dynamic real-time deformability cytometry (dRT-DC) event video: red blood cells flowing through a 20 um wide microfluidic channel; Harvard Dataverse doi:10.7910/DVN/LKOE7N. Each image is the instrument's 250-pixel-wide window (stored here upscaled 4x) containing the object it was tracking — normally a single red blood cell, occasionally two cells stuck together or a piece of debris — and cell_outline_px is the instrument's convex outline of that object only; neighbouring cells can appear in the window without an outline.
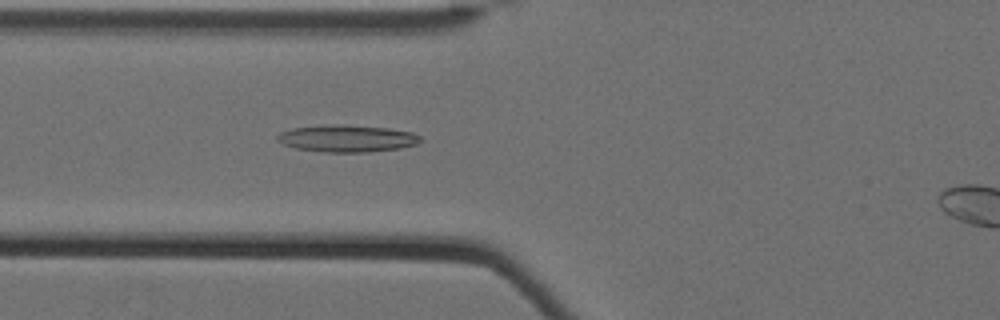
{"species": "Egyptian fruit bat (a non-hibernating species)", "species_latin": "Rousettus aegyptiacus", "temperature_condition": "cold", "stored_images_in_passage": 38, "camera_frame_rate_fps": 3000, "um_per_image_px": 0.085, "animal": {"sex": "female"}, "frame": {"image": 1, "passage_image": 6, "time_ms": 1.667, "image_size_px": [1000, 320], "cell_outline_px": [[424, 140], [416, 144], [400, 148], [368, 152], [324, 152], [296, 148], [284, 144], [276, 140], [276, 136], [280, 132], [292, 128], [388, 128], [412, 132], [420, 136]], "centroid_in_image_um": [29.56, 11.84], "position_along_channel_um": 96.2, "area_um2": 21.1}}
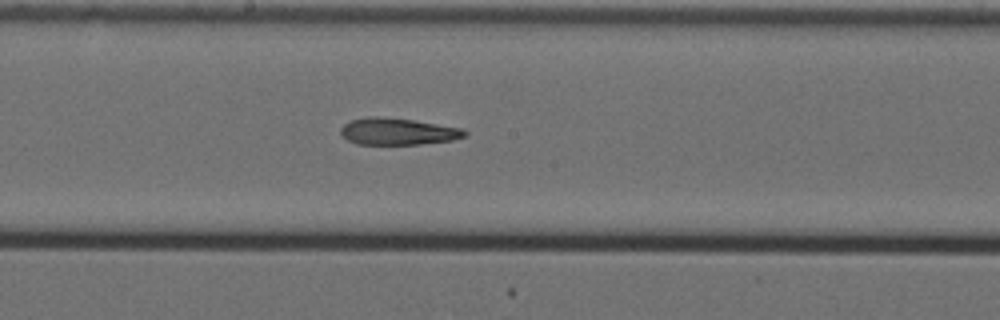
{"frame": {"image": 2, "passage_image": 16, "time_ms": 5.0, "image_size_px": [1000, 320], "cell_outline_px": [[468, 132], [464, 136], [452, 140], [420, 144], [356, 144], [348, 140], [340, 132], [340, 128], [344, 124], [352, 120], [368, 116], [376, 116], [412, 120], [464, 128]], "centroid_in_image_um": [33.81, 11.17], "position_along_channel_um": 214.4, "area_um2": 19.25}}
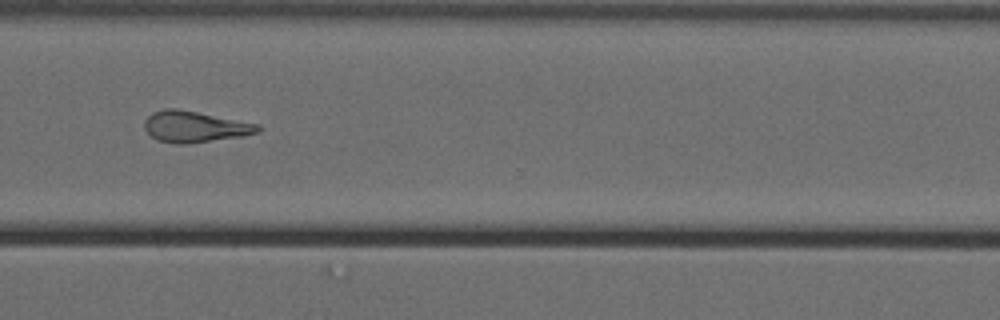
{"frame": {"image": 3, "passage_image": 28, "time_ms": 9.0, "image_size_px": [1000, 320], "cell_outline_px": [[260, 132], [244, 136], [188, 144], [176, 144], [156, 140], [144, 128], [144, 120], [152, 112], [164, 108], [176, 108], [260, 124]], "centroid_in_image_um": [16.55, 10.77], "position_along_channel_um": 354.0, "area_um2": 20.75}}